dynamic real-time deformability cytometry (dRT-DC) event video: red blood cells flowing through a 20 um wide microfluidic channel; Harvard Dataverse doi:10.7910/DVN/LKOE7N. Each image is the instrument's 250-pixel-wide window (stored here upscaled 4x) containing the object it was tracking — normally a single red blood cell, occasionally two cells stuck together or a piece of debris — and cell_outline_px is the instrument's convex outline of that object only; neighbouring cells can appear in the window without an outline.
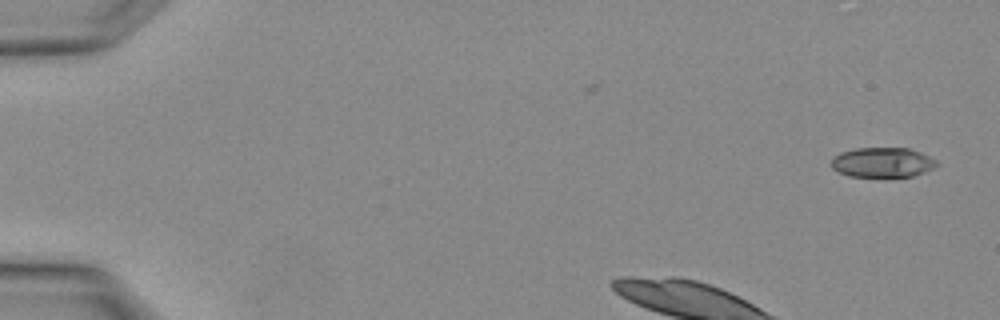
{"species": "Egyptian fruit bat (a non-hibernating species)", "species_latin": "Rousettus aegyptiacus", "temperature_condition": "warm", "stored_images_in_passage": 2, "camera_frame_rate_fps": 3000, "um_per_image_px": 0.085, "animal": {"sex": "female"}, "frame": {"image": 1, "passage_image": 2, "time_ms": 0.333, "image_size_px": [1000, 320], "cell_outline_px": [[940, 164], [924, 172], [912, 176], [884, 180], [848, 176], [832, 168], [832, 156], [840, 152], [856, 148], [908, 148], [920, 152], [936, 160]], "centroid_in_image_um": [74.99, 13.85], "position_along_channel_um": 10.0, "area_um2": 19.13}}